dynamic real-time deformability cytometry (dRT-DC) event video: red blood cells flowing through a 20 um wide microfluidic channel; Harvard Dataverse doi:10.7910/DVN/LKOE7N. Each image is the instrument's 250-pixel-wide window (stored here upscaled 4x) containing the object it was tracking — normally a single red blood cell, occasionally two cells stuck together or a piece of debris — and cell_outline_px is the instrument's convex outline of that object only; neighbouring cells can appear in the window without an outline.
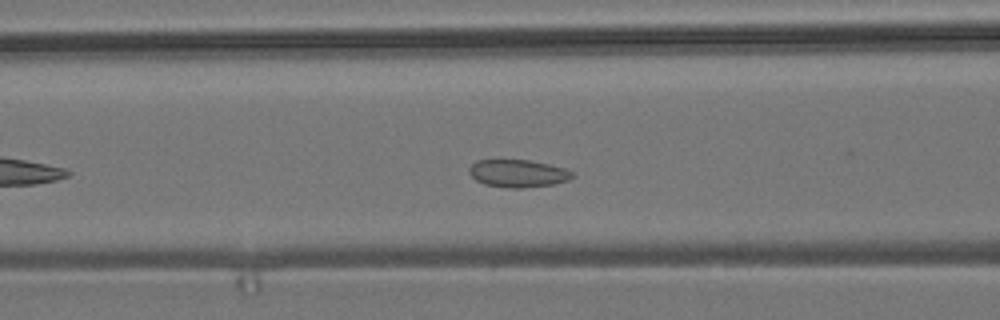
{"species": "common noctule bat (a hibernating species)", "species_latin": "Nyctalus noctula", "temperature_condition": "room temperature", "stored_images_in_passage": 45, "camera_frame_rate_fps": 3000, "um_per_image_px": 0.085, "animal": {"sex": "male", "body_mass_g": 19.2, "forearm_length_mm": 51.8}, "frame": {"image": 1, "passage_image": 12, "time_ms": 3.667, "image_size_px": [1000, 320], "cell_outline_px": [[576, 176], [568, 180], [556, 184], [520, 188], [508, 188], [484, 184], [476, 180], [468, 172], [468, 168], [476, 160], [528, 160], [548, 164], [564, 168], [576, 172]], "centroid_in_image_um": [44.06, 14.74], "position_along_channel_um": 122.5, "area_um2": 16.76}}
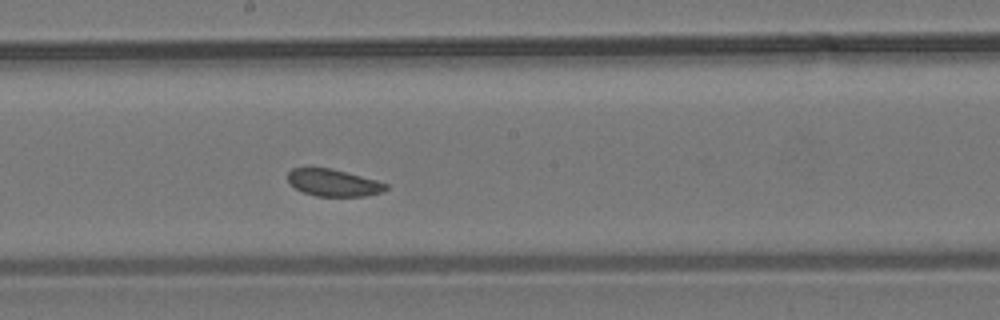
{"frame": {"image": 2, "passage_image": 20, "time_ms": 6.333, "image_size_px": [1000, 320], "cell_outline_px": [[388, 188], [384, 192], [364, 196], [316, 196], [304, 192], [288, 184], [288, 172], [292, 168], [332, 168], [376, 180], [388, 184]], "centroid_in_image_um": [28.35, 15.53], "position_along_channel_um": 219.9, "area_um2": 15.49}}
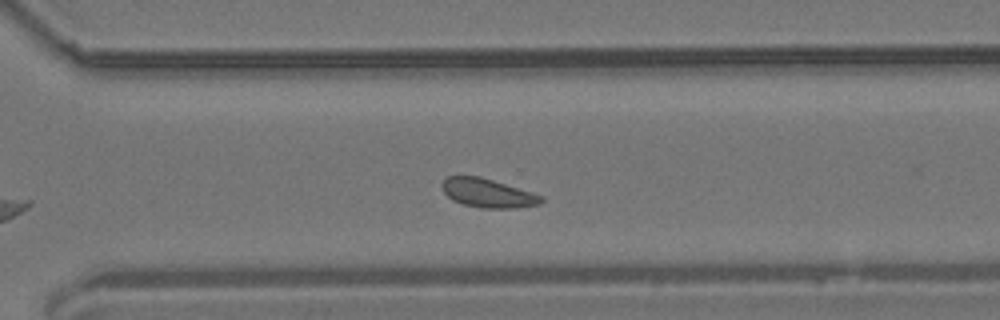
{"frame": {"image": 3, "passage_image": 29, "time_ms": 9.333, "image_size_px": [1000, 320], "cell_outline_px": [[544, 200], [540, 204], [516, 208], [480, 208], [464, 204], [452, 200], [444, 192], [440, 184], [448, 176], [480, 176], [544, 196]], "centroid_in_image_um": [41.46, 16.42], "position_along_channel_um": 329.1, "area_um2": 16.65}}